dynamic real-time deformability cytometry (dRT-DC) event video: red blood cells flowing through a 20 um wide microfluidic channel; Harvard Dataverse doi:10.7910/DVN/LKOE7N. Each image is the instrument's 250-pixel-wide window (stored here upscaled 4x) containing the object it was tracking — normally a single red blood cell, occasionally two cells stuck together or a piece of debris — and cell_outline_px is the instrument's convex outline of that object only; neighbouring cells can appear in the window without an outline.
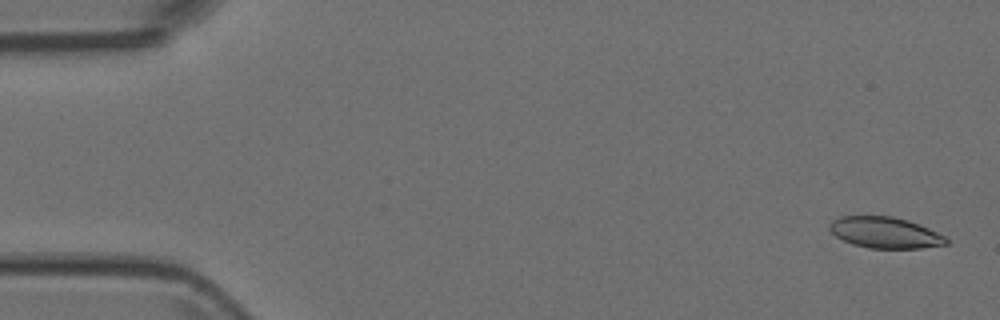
{"species": "Egyptian fruit bat (a non-hibernating species)", "species_latin": "Rousettus aegyptiacus", "temperature_condition": "room temperature", "stored_images_in_passage": 4, "camera_frame_rate_fps": 3000, "um_per_image_px": 0.085, "animal": {"sex": "female"}, "frame": {"image": 1, "passage_image": 1, "time_ms": 0.0, "image_size_px": [1000, 320], "cell_outline_px": [[948, 244], [920, 248], [868, 248], [852, 244], [836, 236], [828, 228], [832, 220], [840, 216], [892, 216], [908, 220], [928, 228], [944, 236], [948, 240]], "centroid_in_image_um": [75.21, 19.77], "position_along_channel_um": 9.8, "area_um2": 21.04}}
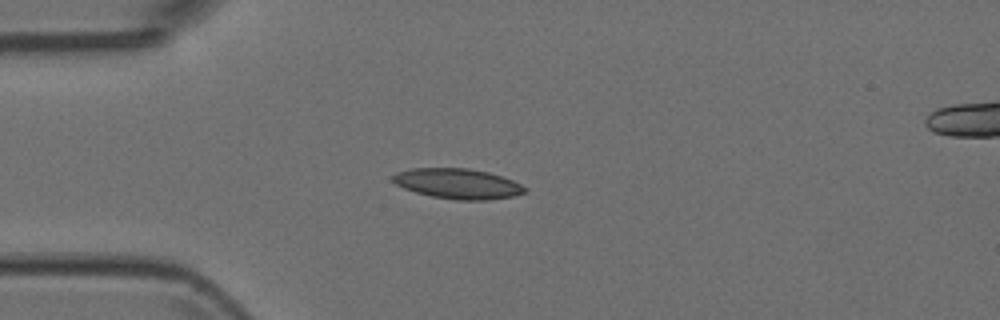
{"frame": {"image": 2, "passage_image": 4, "time_ms": 1.0, "image_size_px": [1000, 320], "cell_outline_px": [[528, 192], [512, 196], [488, 200], [456, 200], [432, 196], [416, 192], [404, 188], [396, 184], [392, 180], [392, 176], [396, 172], [412, 168], [468, 168], [488, 172], [512, 180], [528, 188]], "centroid_in_image_um": [38.92, 15.61], "position_along_channel_um": 46.1, "area_um2": 23.24}}